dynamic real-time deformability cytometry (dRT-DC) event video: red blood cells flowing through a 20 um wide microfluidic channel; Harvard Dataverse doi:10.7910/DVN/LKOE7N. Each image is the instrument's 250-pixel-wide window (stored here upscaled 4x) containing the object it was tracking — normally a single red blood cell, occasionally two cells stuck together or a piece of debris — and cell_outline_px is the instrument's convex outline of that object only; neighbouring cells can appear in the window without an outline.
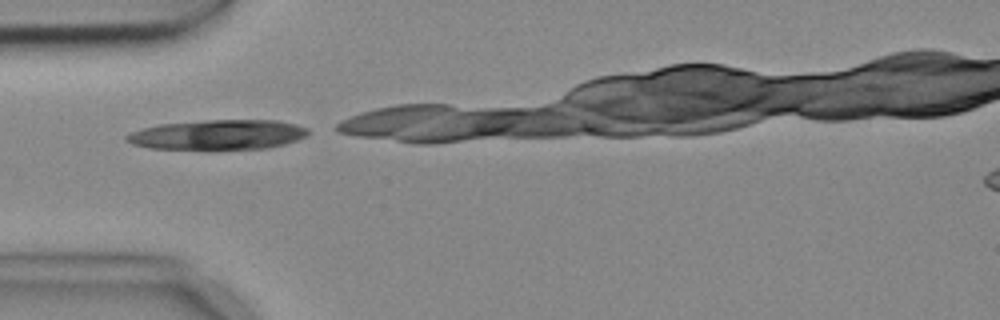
{"species": "common noctule bat (a hibernating species)", "species_latin": "Nyctalus noctula", "temperature_condition": "cold", "stored_images_in_passage": 3, "camera_frame_rate_fps": 3000, "um_per_image_px": 0.085, "animal": {"sex": "female", "body_mass_g": 18.4}, "frame": {"image": 1, "passage_image": 1, "time_ms": 0.0, "image_size_px": [1000, 320], "cell_outline_px": [[308, 132], [304, 136], [296, 140], [284, 144], [268, 148], [148, 148], [132, 144], [124, 140], [124, 136], [132, 132], [144, 128], [160, 124], [204, 120], [276, 120], [296, 124], [308, 128]], "centroid_in_image_um": [18.51, 11.43], "position_along_channel_um": 66.5, "area_um2": 31.1}}